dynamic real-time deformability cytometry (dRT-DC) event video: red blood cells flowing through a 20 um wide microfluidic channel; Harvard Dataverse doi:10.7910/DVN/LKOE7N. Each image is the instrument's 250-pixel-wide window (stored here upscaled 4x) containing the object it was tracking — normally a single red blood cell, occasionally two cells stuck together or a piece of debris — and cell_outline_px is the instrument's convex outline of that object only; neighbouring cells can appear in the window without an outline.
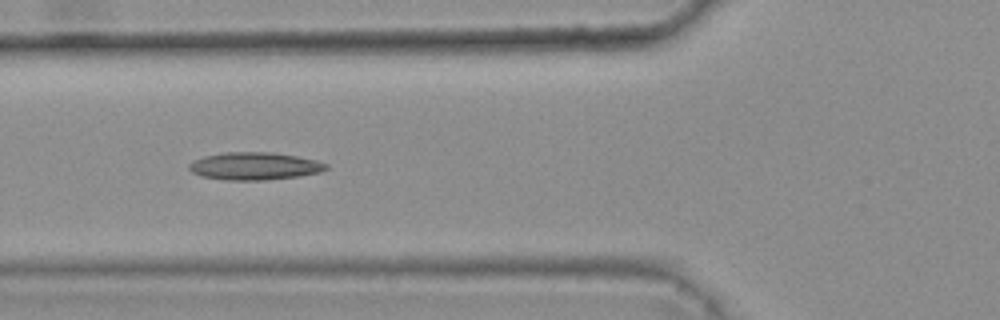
{"species": "common noctule bat (a hibernating species)", "species_latin": "Nyctalus noctula", "temperature_condition": "warm", "stored_images_in_passage": 7, "camera_frame_rate_fps": 3000, "um_per_image_px": 0.085, "animal": {"sex": "female", "body_mass_g": 25.1}, "frame": {"image": 1, "passage_image": 4, "time_ms": 1.0, "image_size_px": [1000, 320], "cell_outline_px": [[328, 168], [320, 172], [296, 176], [264, 180], [228, 180], [200, 176], [192, 172], [188, 168], [188, 164], [192, 160], [204, 156], [224, 152], [272, 152], [296, 156], [316, 160], [328, 164]], "centroid_in_image_um": [21.59, 14.11], "position_along_channel_um": 104.2, "area_um2": 22.02}}
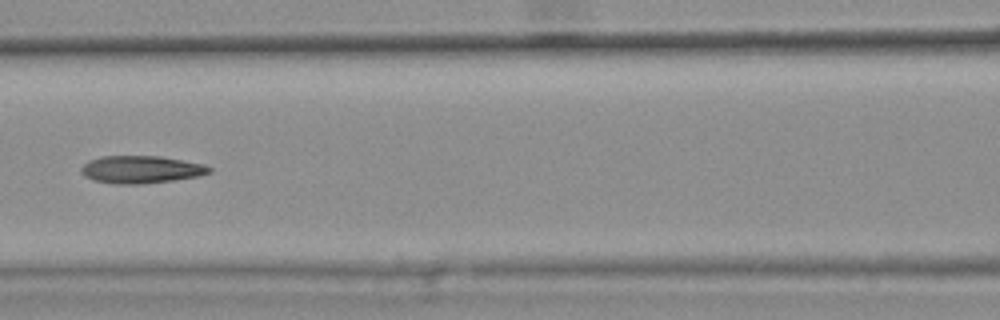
{"frame": {"image": 2, "passage_image": 5, "time_ms": 1.333, "image_size_px": [1000, 320], "cell_outline_px": [[212, 172], [200, 176], [172, 180], [140, 184], [112, 184], [92, 180], [84, 176], [80, 172], [80, 168], [88, 160], [100, 156], [160, 156], [204, 164], [212, 168]], "centroid_in_image_um": [11.96, 14.41], "position_along_channel_um": 154.6, "area_um2": 20.75}}